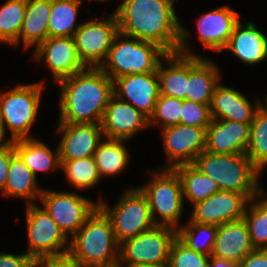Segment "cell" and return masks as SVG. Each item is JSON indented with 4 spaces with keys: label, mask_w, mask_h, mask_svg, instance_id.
Segmentation results:
<instances>
[{
    "label": "cell",
    "mask_w": 267,
    "mask_h": 267,
    "mask_svg": "<svg viewBox=\"0 0 267 267\" xmlns=\"http://www.w3.org/2000/svg\"><path fill=\"white\" fill-rule=\"evenodd\" d=\"M175 0H122L114 11L119 32L159 45L167 53L201 56L189 48L190 31L179 21Z\"/></svg>",
    "instance_id": "cell-1"
},
{
    "label": "cell",
    "mask_w": 267,
    "mask_h": 267,
    "mask_svg": "<svg viewBox=\"0 0 267 267\" xmlns=\"http://www.w3.org/2000/svg\"><path fill=\"white\" fill-rule=\"evenodd\" d=\"M60 108L58 123L101 124L114 95L113 80L99 67H86L58 81Z\"/></svg>",
    "instance_id": "cell-2"
},
{
    "label": "cell",
    "mask_w": 267,
    "mask_h": 267,
    "mask_svg": "<svg viewBox=\"0 0 267 267\" xmlns=\"http://www.w3.org/2000/svg\"><path fill=\"white\" fill-rule=\"evenodd\" d=\"M69 252L85 267H118L120 243L99 207L69 239Z\"/></svg>",
    "instance_id": "cell-3"
},
{
    "label": "cell",
    "mask_w": 267,
    "mask_h": 267,
    "mask_svg": "<svg viewBox=\"0 0 267 267\" xmlns=\"http://www.w3.org/2000/svg\"><path fill=\"white\" fill-rule=\"evenodd\" d=\"M192 165L203 175L212 178L220 190L241 193L249 200L264 189L259 184L262 173L246 154H213L204 150Z\"/></svg>",
    "instance_id": "cell-4"
},
{
    "label": "cell",
    "mask_w": 267,
    "mask_h": 267,
    "mask_svg": "<svg viewBox=\"0 0 267 267\" xmlns=\"http://www.w3.org/2000/svg\"><path fill=\"white\" fill-rule=\"evenodd\" d=\"M167 54L153 42L119 32L99 68L112 80L131 74L157 72L160 61Z\"/></svg>",
    "instance_id": "cell-5"
},
{
    "label": "cell",
    "mask_w": 267,
    "mask_h": 267,
    "mask_svg": "<svg viewBox=\"0 0 267 267\" xmlns=\"http://www.w3.org/2000/svg\"><path fill=\"white\" fill-rule=\"evenodd\" d=\"M151 170L146 171L152 180L138 188L147 198L153 221L156 225L178 229L183 225L180 222L185 212L180 175L175 169Z\"/></svg>",
    "instance_id": "cell-6"
},
{
    "label": "cell",
    "mask_w": 267,
    "mask_h": 267,
    "mask_svg": "<svg viewBox=\"0 0 267 267\" xmlns=\"http://www.w3.org/2000/svg\"><path fill=\"white\" fill-rule=\"evenodd\" d=\"M45 85L43 80L32 84L20 83L0 93V119L14 141L32 138L30 131L40 112Z\"/></svg>",
    "instance_id": "cell-7"
},
{
    "label": "cell",
    "mask_w": 267,
    "mask_h": 267,
    "mask_svg": "<svg viewBox=\"0 0 267 267\" xmlns=\"http://www.w3.org/2000/svg\"><path fill=\"white\" fill-rule=\"evenodd\" d=\"M101 198H98L99 208L110 219L119 243L156 225L147 198L138 187L126 188L113 207Z\"/></svg>",
    "instance_id": "cell-8"
},
{
    "label": "cell",
    "mask_w": 267,
    "mask_h": 267,
    "mask_svg": "<svg viewBox=\"0 0 267 267\" xmlns=\"http://www.w3.org/2000/svg\"><path fill=\"white\" fill-rule=\"evenodd\" d=\"M176 238L177 229L160 225L128 238L120 243L118 267L168 264L172 242Z\"/></svg>",
    "instance_id": "cell-9"
},
{
    "label": "cell",
    "mask_w": 267,
    "mask_h": 267,
    "mask_svg": "<svg viewBox=\"0 0 267 267\" xmlns=\"http://www.w3.org/2000/svg\"><path fill=\"white\" fill-rule=\"evenodd\" d=\"M39 201L68 239L77 233L99 207L98 201L94 202L72 191L44 189Z\"/></svg>",
    "instance_id": "cell-10"
},
{
    "label": "cell",
    "mask_w": 267,
    "mask_h": 267,
    "mask_svg": "<svg viewBox=\"0 0 267 267\" xmlns=\"http://www.w3.org/2000/svg\"><path fill=\"white\" fill-rule=\"evenodd\" d=\"M25 210L28 237L26 254L36 261L41 257L69 251V239L44 208L32 203L27 204Z\"/></svg>",
    "instance_id": "cell-11"
},
{
    "label": "cell",
    "mask_w": 267,
    "mask_h": 267,
    "mask_svg": "<svg viewBox=\"0 0 267 267\" xmlns=\"http://www.w3.org/2000/svg\"><path fill=\"white\" fill-rule=\"evenodd\" d=\"M118 33L119 26L114 12L109 17L84 20L73 36L83 64L86 67H100Z\"/></svg>",
    "instance_id": "cell-12"
},
{
    "label": "cell",
    "mask_w": 267,
    "mask_h": 267,
    "mask_svg": "<svg viewBox=\"0 0 267 267\" xmlns=\"http://www.w3.org/2000/svg\"><path fill=\"white\" fill-rule=\"evenodd\" d=\"M167 163L160 169H175L192 164L206 148V128L177 124L161 129Z\"/></svg>",
    "instance_id": "cell-13"
},
{
    "label": "cell",
    "mask_w": 267,
    "mask_h": 267,
    "mask_svg": "<svg viewBox=\"0 0 267 267\" xmlns=\"http://www.w3.org/2000/svg\"><path fill=\"white\" fill-rule=\"evenodd\" d=\"M32 55L37 65L45 63L43 66L49 69L55 83L86 68L78 56L74 37H47Z\"/></svg>",
    "instance_id": "cell-14"
},
{
    "label": "cell",
    "mask_w": 267,
    "mask_h": 267,
    "mask_svg": "<svg viewBox=\"0 0 267 267\" xmlns=\"http://www.w3.org/2000/svg\"><path fill=\"white\" fill-rule=\"evenodd\" d=\"M249 201L241 193L220 190L193 205L189 218L199 224L218 227L243 219Z\"/></svg>",
    "instance_id": "cell-15"
},
{
    "label": "cell",
    "mask_w": 267,
    "mask_h": 267,
    "mask_svg": "<svg viewBox=\"0 0 267 267\" xmlns=\"http://www.w3.org/2000/svg\"><path fill=\"white\" fill-rule=\"evenodd\" d=\"M114 96L131 104L148 119L160 95L157 72L126 75L113 80Z\"/></svg>",
    "instance_id": "cell-16"
},
{
    "label": "cell",
    "mask_w": 267,
    "mask_h": 267,
    "mask_svg": "<svg viewBox=\"0 0 267 267\" xmlns=\"http://www.w3.org/2000/svg\"><path fill=\"white\" fill-rule=\"evenodd\" d=\"M60 161L83 159L93 156L104 139L101 124L57 123Z\"/></svg>",
    "instance_id": "cell-17"
},
{
    "label": "cell",
    "mask_w": 267,
    "mask_h": 267,
    "mask_svg": "<svg viewBox=\"0 0 267 267\" xmlns=\"http://www.w3.org/2000/svg\"><path fill=\"white\" fill-rule=\"evenodd\" d=\"M106 139L130 140L134 135L149 127V119L128 102L110 98L101 121Z\"/></svg>",
    "instance_id": "cell-18"
},
{
    "label": "cell",
    "mask_w": 267,
    "mask_h": 267,
    "mask_svg": "<svg viewBox=\"0 0 267 267\" xmlns=\"http://www.w3.org/2000/svg\"><path fill=\"white\" fill-rule=\"evenodd\" d=\"M240 17L237 11L225 4L199 15L196 18V29L202 46L214 53H222Z\"/></svg>",
    "instance_id": "cell-19"
},
{
    "label": "cell",
    "mask_w": 267,
    "mask_h": 267,
    "mask_svg": "<svg viewBox=\"0 0 267 267\" xmlns=\"http://www.w3.org/2000/svg\"><path fill=\"white\" fill-rule=\"evenodd\" d=\"M260 100L251 101L239 90L219 82L212 96L210 110L212 119L250 124L260 109Z\"/></svg>",
    "instance_id": "cell-20"
},
{
    "label": "cell",
    "mask_w": 267,
    "mask_h": 267,
    "mask_svg": "<svg viewBox=\"0 0 267 267\" xmlns=\"http://www.w3.org/2000/svg\"><path fill=\"white\" fill-rule=\"evenodd\" d=\"M250 124L212 119L206 129L205 151L213 154H246Z\"/></svg>",
    "instance_id": "cell-21"
},
{
    "label": "cell",
    "mask_w": 267,
    "mask_h": 267,
    "mask_svg": "<svg viewBox=\"0 0 267 267\" xmlns=\"http://www.w3.org/2000/svg\"><path fill=\"white\" fill-rule=\"evenodd\" d=\"M254 22L242 23L234 27L231 38L222 52L231 53L246 65H257L267 59V35Z\"/></svg>",
    "instance_id": "cell-22"
},
{
    "label": "cell",
    "mask_w": 267,
    "mask_h": 267,
    "mask_svg": "<svg viewBox=\"0 0 267 267\" xmlns=\"http://www.w3.org/2000/svg\"><path fill=\"white\" fill-rule=\"evenodd\" d=\"M220 73L212 58L188 56L187 100L210 105L214 89L222 80Z\"/></svg>",
    "instance_id": "cell-23"
},
{
    "label": "cell",
    "mask_w": 267,
    "mask_h": 267,
    "mask_svg": "<svg viewBox=\"0 0 267 267\" xmlns=\"http://www.w3.org/2000/svg\"><path fill=\"white\" fill-rule=\"evenodd\" d=\"M249 229L244 219L217 227V236L211 256L240 263L254 251Z\"/></svg>",
    "instance_id": "cell-24"
},
{
    "label": "cell",
    "mask_w": 267,
    "mask_h": 267,
    "mask_svg": "<svg viewBox=\"0 0 267 267\" xmlns=\"http://www.w3.org/2000/svg\"><path fill=\"white\" fill-rule=\"evenodd\" d=\"M37 178L15 153L11 157L5 189L0 194L3 197L23 199L26 205L36 203L44 190L38 184Z\"/></svg>",
    "instance_id": "cell-25"
},
{
    "label": "cell",
    "mask_w": 267,
    "mask_h": 267,
    "mask_svg": "<svg viewBox=\"0 0 267 267\" xmlns=\"http://www.w3.org/2000/svg\"><path fill=\"white\" fill-rule=\"evenodd\" d=\"M160 95L187 100L188 56L168 53L157 68Z\"/></svg>",
    "instance_id": "cell-26"
},
{
    "label": "cell",
    "mask_w": 267,
    "mask_h": 267,
    "mask_svg": "<svg viewBox=\"0 0 267 267\" xmlns=\"http://www.w3.org/2000/svg\"><path fill=\"white\" fill-rule=\"evenodd\" d=\"M51 13V0H27L25 18L22 22L18 46L24 49L36 48L48 37V21Z\"/></svg>",
    "instance_id": "cell-27"
},
{
    "label": "cell",
    "mask_w": 267,
    "mask_h": 267,
    "mask_svg": "<svg viewBox=\"0 0 267 267\" xmlns=\"http://www.w3.org/2000/svg\"><path fill=\"white\" fill-rule=\"evenodd\" d=\"M15 152L37 177V173L61 170L58 145L52 150L45 142L32 138L14 141Z\"/></svg>",
    "instance_id": "cell-28"
},
{
    "label": "cell",
    "mask_w": 267,
    "mask_h": 267,
    "mask_svg": "<svg viewBox=\"0 0 267 267\" xmlns=\"http://www.w3.org/2000/svg\"><path fill=\"white\" fill-rule=\"evenodd\" d=\"M127 140H116L104 138L93 155L98 167L100 177H114L124 172L130 163L129 149L124 143Z\"/></svg>",
    "instance_id": "cell-29"
},
{
    "label": "cell",
    "mask_w": 267,
    "mask_h": 267,
    "mask_svg": "<svg viewBox=\"0 0 267 267\" xmlns=\"http://www.w3.org/2000/svg\"><path fill=\"white\" fill-rule=\"evenodd\" d=\"M83 0H51L48 37H73L82 22L77 17Z\"/></svg>",
    "instance_id": "cell-30"
},
{
    "label": "cell",
    "mask_w": 267,
    "mask_h": 267,
    "mask_svg": "<svg viewBox=\"0 0 267 267\" xmlns=\"http://www.w3.org/2000/svg\"><path fill=\"white\" fill-rule=\"evenodd\" d=\"M175 170L182 181L184 201L187 200L192 206L220 191L212 178L203 175L192 164L177 166Z\"/></svg>",
    "instance_id": "cell-31"
},
{
    "label": "cell",
    "mask_w": 267,
    "mask_h": 267,
    "mask_svg": "<svg viewBox=\"0 0 267 267\" xmlns=\"http://www.w3.org/2000/svg\"><path fill=\"white\" fill-rule=\"evenodd\" d=\"M255 249H267V191L252 198L243 216Z\"/></svg>",
    "instance_id": "cell-32"
},
{
    "label": "cell",
    "mask_w": 267,
    "mask_h": 267,
    "mask_svg": "<svg viewBox=\"0 0 267 267\" xmlns=\"http://www.w3.org/2000/svg\"><path fill=\"white\" fill-rule=\"evenodd\" d=\"M187 221L177 229V238L193 251L211 256L217 236V226L199 224L190 218Z\"/></svg>",
    "instance_id": "cell-33"
},
{
    "label": "cell",
    "mask_w": 267,
    "mask_h": 267,
    "mask_svg": "<svg viewBox=\"0 0 267 267\" xmlns=\"http://www.w3.org/2000/svg\"><path fill=\"white\" fill-rule=\"evenodd\" d=\"M27 0H6L0 7V44L18 46Z\"/></svg>",
    "instance_id": "cell-34"
},
{
    "label": "cell",
    "mask_w": 267,
    "mask_h": 267,
    "mask_svg": "<svg viewBox=\"0 0 267 267\" xmlns=\"http://www.w3.org/2000/svg\"><path fill=\"white\" fill-rule=\"evenodd\" d=\"M60 163L61 171L64 172L66 180L75 189L87 190L98 185L99 181L102 180L93 156L60 161Z\"/></svg>",
    "instance_id": "cell-35"
},
{
    "label": "cell",
    "mask_w": 267,
    "mask_h": 267,
    "mask_svg": "<svg viewBox=\"0 0 267 267\" xmlns=\"http://www.w3.org/2000/svg\"><path fill=\"white\" fill-rule=\"evenodd\" d=\"M246 156L262 173L267 168V114L259 109L250 125Z\"/></svg>",
    "instance_id": "cell-36"
},
{
    "label": "cell",
    "mask_w": 267,
    "mask_h": 267,
    "mask_svg": "<svg viewBox=\"0 0 267 267\" xmlns=\"http://www.w3.org/2000/svg\"><path fill=\"white\" fill-rule=\"evenodd\" d=\"M183 99L159 95L153 115L149 119V127H165L180 124ZM160 126V127H159Z\"/></svg>",
    "instance_id": "cell-37"
},
{
    "label": "cell",
    "mask_w": 267,
    "mask_h": 267,
    "mask_svg": "<svg viewBox=\"0 0 267 267\" xmlns=\"http://www.w3.org/2000/svg\"><path fill=\"white\" fill-rule=\"evenodd\" d=\"M210 256L188 248L178 238L172 242L169 267H209Z\"/></svg>",
    "instance_id": "cell-38"
},
{
    "label": "cell",
    "mask_w": 267,
    "mask_h": 267,
    "mask_svg": "<svg viewBox=\"0 0 267 267\" xmlns=\"http://www.w3.org/2000/svg\"><path fill=\"white\" fill-rule=\"evenodd\" d=\"M211 122L210 105L183 100L180 124L207 129Z\"/></svg>",
    "instance_id": "cell-39"
},
{
    "label": "cell",
    "mask_w": 267,
    "mask_h": 267,
    "mask_svg": "<svg viewBox=\"0 0 267 267\" xmlns=\"http://www.w3.org/2000/svg\"><path fill=\"white\" fill-rule=\"evenodd\" d=\"M35 267H85L68 251L58 255L41 257L35 261Z\"/></svg>",
    "instance_id": "cell-40"
},
{
    "label": "cell",
    "mask_w": 267,
    "mask_h": 267,
    "mask_svg": "<svg viewBox=\"0 0 267 267\" xmlns=\"http://www.w3.org/2000/svg\"><path fill=\"white\" fill-rule=\"evenodd\" d=\"M0 267H35V261L26 253L0 252Z\"/></svg>",
    "instance_id": "cell-41"
},
{
    "label": "cell",
    "mask_w": 267,
    "mask_h": 267,
    "mask_svg": "<svg viewBox=\"0 0 267 267\" xmlns=\"http://www.w3.org/2000/svg\"><path fill=\"white\" fill-rule=\"evenodd\" d=\"M239 267H267V249H255L240 263Z\"/></svg>",
    "instance_id": "cell-42"
},
{
    "label": "cell",
    "mask_w": 267,
    "mask_h": 267,
    "mask_svg": "<svg viewBox=\"0 0 267 267\" xmlns=\"http://www.w3.org/2000/svg\"><path fill=\"white\" fill-rule=\"evenodd\" d=\"M15 153L14 145L0 151V193L5 189L11 157Z\"/></svg>",
    "instance_id": "cell-43"
},
{
    "label": "cell",
    "mask_w": 267,
    "mask_h": 267,
    "mask_svg": "<svg viewBox=\"0 0 267 267\" xmlns=\"http://www.w3.org/2000/svg\"><path fill=\"white\" fill-rule=\"evenodd\" d=\"M7 131L4 123L0 119V151L6 148H10L14 144V140L11 136L6 137Z\"/></svg>",
    "instance_id": "cell-44"
},
{
    "label": "cell",
    "mask_w": 267,
    "mask_h": 267,
    "mask_svg": "<svg viewBox=\"0 0 267 267\" xmlns=\"http://www.w3.org/2000/svg\"><path fill=\"white\" fill-rule=\"evenodd\" d=\"M209 267H239V263L235 261H229L215 256H210Z\"/></svg>",
    "instance_id": "cell-45"
},
{
    "label": "cell",
    "mask_w": 267,
    "mask_h": 267,
    "mask_svg": "<svg viewBox=\"0 0 267 267\" xmlns=\"http://www.w3.org/2000/svg\"><path fill=\"white\" fill-rule=\"evenodd\" d=\"M264 99H265V100H263V102L260 101V109H261L264 113L267 114V94H266V96H265ZM264 102H265V103H264Z\"/></svg>",
    "instance_id": "cell-46"
},
{
    "label": "cell",
    "mask_w": 267,
    "mask_h": 267,
    "mask_svg": "<svg viewBox=\"0 0 267 267\" xmlns=\"http://www.w3.org/2000/svg\"><path fill=\"white\" fill-rule=\"evenodd\" d=\"M131 267H169V264H162V265H134Z\"/></svg>",
    "instance_id": "cell-47"
},
{
    "label": "cell",
    "mask_w": 267,
    "mask_h": 267,
    "mask_svg": "<svg viewBox=\"0 0 267 267\" xmlns=\"http://www.w3.org/2000/svg\"><path fill=\"white\" fill-rule=\"evenodd\" d=\"M84 1V0H83ZM89 1H91L92 2V0H89ZM95 1H97V2H107V1H110V0H95Z\"/></svg>",
    "instance_id": "cell-48"
}]
</instances>
